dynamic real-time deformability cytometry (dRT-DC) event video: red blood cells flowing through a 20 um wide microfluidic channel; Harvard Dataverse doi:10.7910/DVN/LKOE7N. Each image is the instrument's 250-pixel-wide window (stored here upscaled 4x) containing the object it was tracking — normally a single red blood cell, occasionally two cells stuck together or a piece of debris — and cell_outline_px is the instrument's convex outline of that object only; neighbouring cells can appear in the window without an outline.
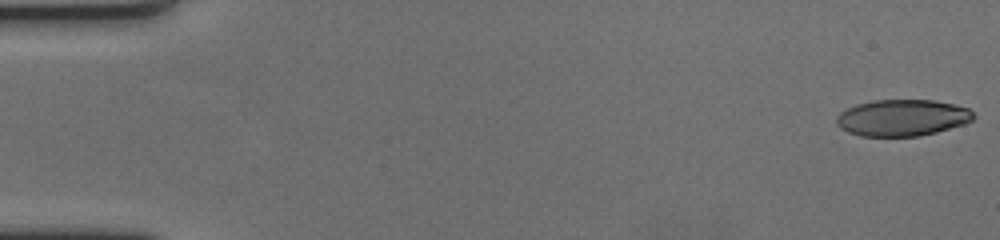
{"species": "human", "species_latin": "Homo sapiens", "temperature_condition": "cold", "stored_images_in_passage": 61, "camera_frame_rate_fps": 3000, "um_per_image_px": 0.085, "donor": {"sex": "female"}, "frame": {"image": 1, "passage_image": 1, "time_ms": 0.0, "image_size_px": [1000, 240], "cell_outline_px": [[976, 116], [972, 120], [964, 124], [936, 132], [920, 136], [860, 136], [848, 132], [840, 128], [836, 124], [836, 116], [840, 112], [856, 104], [872, 100], [936, 100], [968, 108]], "centroid_in_image_um": [76.67, 10.01], "position_along_channel_um": 8.3, "area_um2": 29.25}}
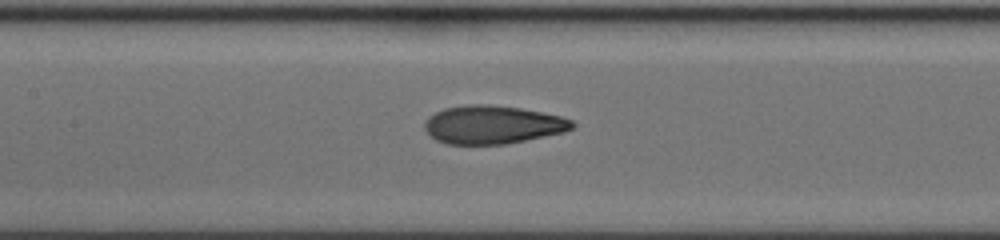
{"frame": {"image": 2, "passage_image": 29, "time_ms": 9.333, "image_size_px": [1000, 240], "cell_outline_px": [[576, 124], [572, 128], [564, 132], [504, 144], [448, 144], [436, 140], [424, 128], [424, 120], [428, 116], [444, 108], [468, 104], [488, 104], [520, 108], [560, 116], [572, 120]], "centroid_in_image_um": [41.85, 10.59], "position_along_channel_um": 165.6, "area_um2": 32.77}}
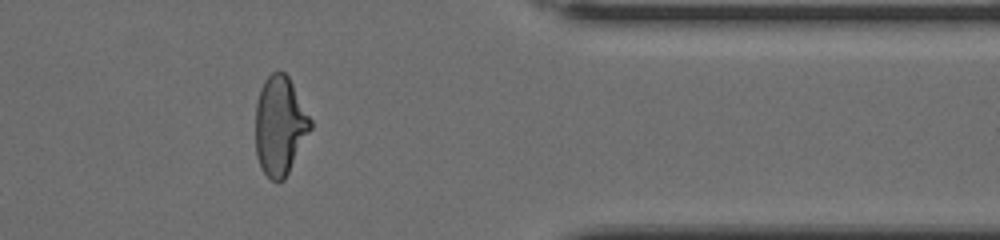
{"frame": {"image": 3, "passage_image": 50, "time_ms": 16.333, "image_size_px": [1000, 240], "cell_outline_px": [[312, 128], [284, 180], [272, 180], [260, 168], [256, 156], [256, 104], [260, 88], [264, 80], [272, 72], [284, 72], [288, 76], [312, 120]], "centroid_in_image_um": [23.79, 10.68], "position_along_channel_um": 387.6, "area_um2": 31.56}, "authors_computed_cell_mechanics": {"area_um2": 32.4836, "velocity_mm_per_s": 3.4213, "shape_relaxation_time_tau1_ms": 7.8828, "shape_relaxation_time_tau2_ms": 1.7812, "deformation_change_tau1": 0.2662, "deformation_change_tau2": 0.081}}